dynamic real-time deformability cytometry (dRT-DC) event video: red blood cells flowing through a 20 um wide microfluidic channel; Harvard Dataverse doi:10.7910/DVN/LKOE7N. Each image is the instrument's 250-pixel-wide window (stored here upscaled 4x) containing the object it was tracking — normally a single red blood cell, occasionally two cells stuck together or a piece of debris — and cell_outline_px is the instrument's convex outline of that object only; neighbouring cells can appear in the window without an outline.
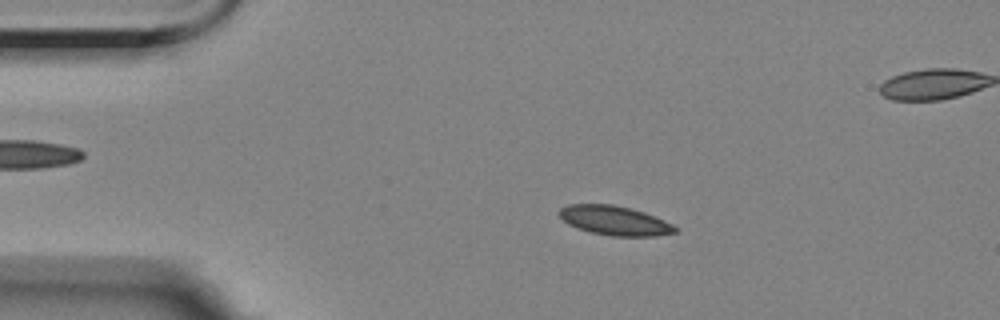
{"species": "Egyptian fruit bat (a non-hibernating species)", "species_latin": "Rousettus aegyptiacus", "temperature_condition": "room temperature", "stored_images_in_passage": 15, "camera_frame_rate_fps": 3000, "um_per_image_px": 0.085, "animal": {"sex": "female"}, "frame": {"image": 1, "passage_image": 10, "time_ms": 3.0, "image_size_px": [1000, 320], "cell_outline_px": [[680, 228], [676, 232], [656, 236], [612, 236], [592, 232], [576, 228], [568, 224], [560, 216], [560, 208], [568, 204], [612, 204], [644, 212], [664, 220]], "centroid_in_image_um": [52.27, 18.75], "position_along_channel_um": 32.7, "area_um2": 19.71}}